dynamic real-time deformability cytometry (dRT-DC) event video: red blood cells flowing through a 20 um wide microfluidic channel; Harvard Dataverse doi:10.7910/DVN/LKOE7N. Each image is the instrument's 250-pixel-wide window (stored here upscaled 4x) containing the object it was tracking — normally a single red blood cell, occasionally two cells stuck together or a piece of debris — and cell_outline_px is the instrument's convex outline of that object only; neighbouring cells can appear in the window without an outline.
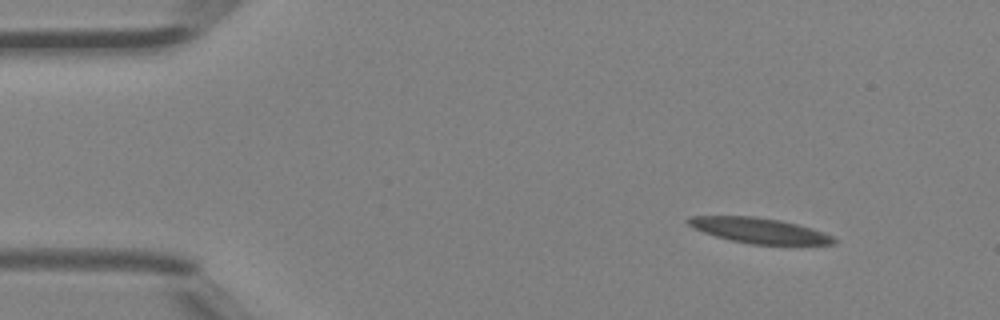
{"species": "Egyptian fruit bat (a non-hibernating species)", "species_latin": "Rousettus aegyptiacus", "temperature_condition": "room temperature", "stored_images_in_passage": 5, "camera_frame_rate_fps": 3000, "um_per_image_px": 0.085, "animal": {"sex": "female"}, "frame": {"image": 1, "passage_image": 1, "time_ms": 0.0, "image_size_px": [1000, 320], "cell_outline_px": [[836, 244], [752, 244], [732, 240], [716, 236], [704, 232], [688, 224], [684, 220], [688, 216], [756, 216], [780, 220], [812, 228], [824, 232], [832, 236], [836, 240]], "centroid_in_image_um": [64.53, 19.58], "position_along_channel_um": 20.5, "area_um2": 21.27}}
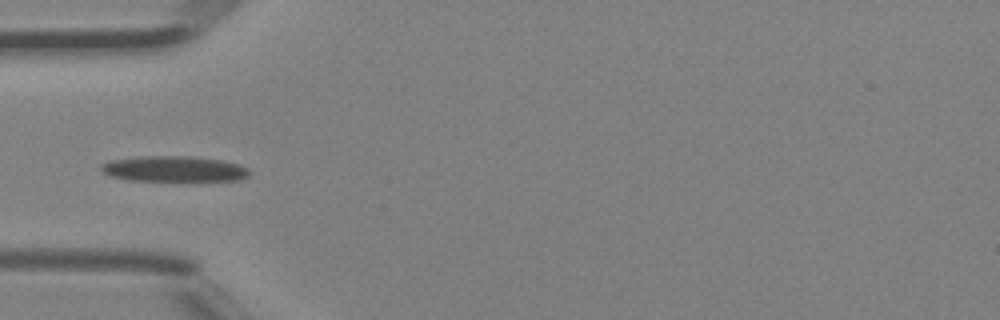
{"frame": {"image": 2, "passage_image": 4, "time_ms": 1.0, "image_size_px": [1000, 320], "cell_outline_px": [[248, 176], [240, 180], [128, 180], [108, 176], [100, 172], [100, 164], [108, 160], [144, 156], [188, 156], [220, 160], [240, 164], [248, 168]], "centroid_in_image_um": [14.71, 14.35], "position_along_channel_um": 70.3, "area_um2": 22.14}}
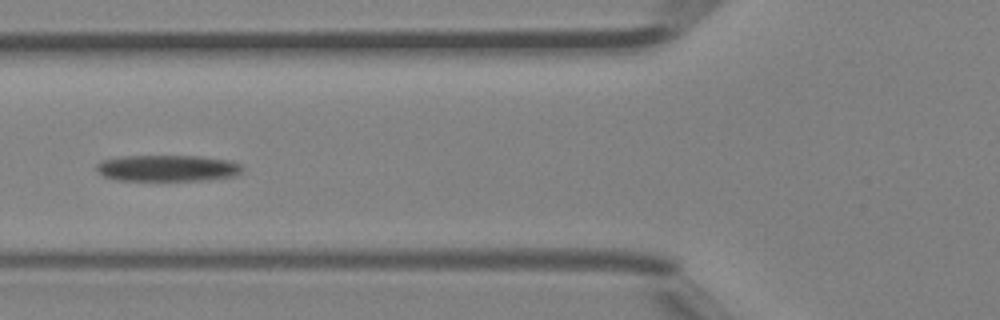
{"frame": {"image": 3, "passage_image": 5, "time_ms": 1.333, "image_size_px": [1000, 320], "cell_outline_px": [[244, 168], [236, 176], [208, 180], [116, 180], [104, 176], [96, 168], [96, 164], [100, 160], [124, 156], [200, 156], [232, 160], [240, 164]], "centroid_in_image_um": [14.28, 14.29], "position_along_channel_um": 111.5, "area_um2": 22.54}}